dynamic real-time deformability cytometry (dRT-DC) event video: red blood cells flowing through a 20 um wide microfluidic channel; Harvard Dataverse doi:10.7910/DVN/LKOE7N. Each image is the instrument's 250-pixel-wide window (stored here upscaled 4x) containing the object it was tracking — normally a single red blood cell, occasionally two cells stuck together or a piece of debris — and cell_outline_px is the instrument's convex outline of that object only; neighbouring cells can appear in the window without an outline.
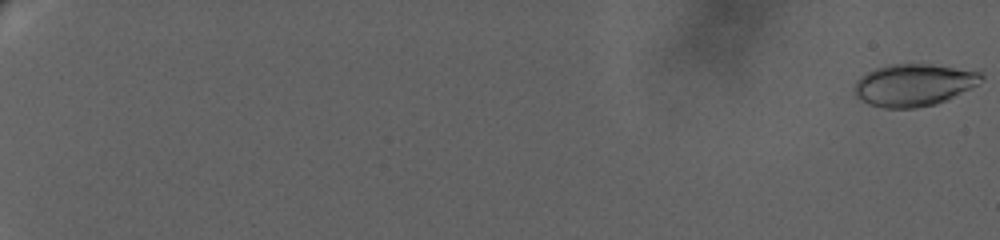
{"species": "human", "species_latin": "Homo sapiens", "temperature_condition": "warm", "stored_images_in_passage": 69, "camera_frame_rate_fps": 3000, "um_per_image_px": 0.085, "donor": {"sex": "female"}, "frame": {"image": 1, "passage_image": 1, "time_ms": 0.0, "image_size_px": [1000, 240], "cell_outline_px": [[984, 80], [948, 100], [936, 104], [916, 108], [884, 108], [868, 104], [856, 96], [852, 92], [856, 80], [860, 76], [876, 68], [888, 64], [932, 64], [984, 68]], "centroid_in_image_um": [77.77, 7.19], "position_along_channel_um": 7.2, "area_um2": 32.25}}
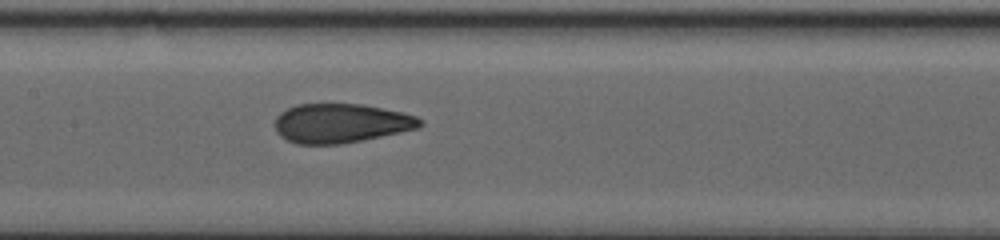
{"frame": {"image": 2, "passage_image": 37, "time_ms": 14.333, "image_size_px": [1000, 240], "cell_outline_px": [[424, 124], [420, 128], [340, 144], [296, 144], [280, 136], [276, 132], [276, 116], [280, 112], [296, 104], [360, 104], [404, 112], [416, 116], [424, 120]], "centroid_in_image_um": [28.99, 10.47], "position_along_channel_um": 178.4, "area_um2": 33.18}}
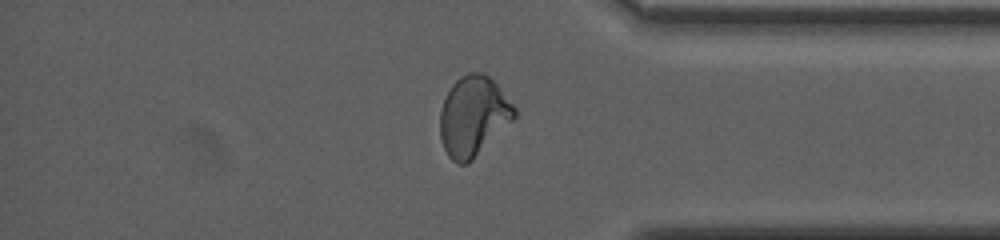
{"frame": {"image": 3, "passage_image": 58, "time_ms": 21.667, "image_size_px": [1000, 240], "cell_outline_px": [[516, 116], [468, 164], [456, 164], [448, 156], [444, 148], [440, 136], [440, 108], [452, 84], [460, 76], [468, 72], [484, 72], [496, 84], [516, 108]], "centroid_in_image_um": [40.2, 9.87], "position_along_channel_um": 395.0, "area_um2": 34.33}, "authors_computed_cell_mechanics": {"area_um2": 32.7726, "velocity_mm_per_s": 3.0494, "shape_relaxation_time_tau1_ms": 8.7677, "shape_relaxation_time_tau2_ms": 0.89, "deformation_change_tau1": 0.2081, "deformation_change_tau2": 0.0598}}